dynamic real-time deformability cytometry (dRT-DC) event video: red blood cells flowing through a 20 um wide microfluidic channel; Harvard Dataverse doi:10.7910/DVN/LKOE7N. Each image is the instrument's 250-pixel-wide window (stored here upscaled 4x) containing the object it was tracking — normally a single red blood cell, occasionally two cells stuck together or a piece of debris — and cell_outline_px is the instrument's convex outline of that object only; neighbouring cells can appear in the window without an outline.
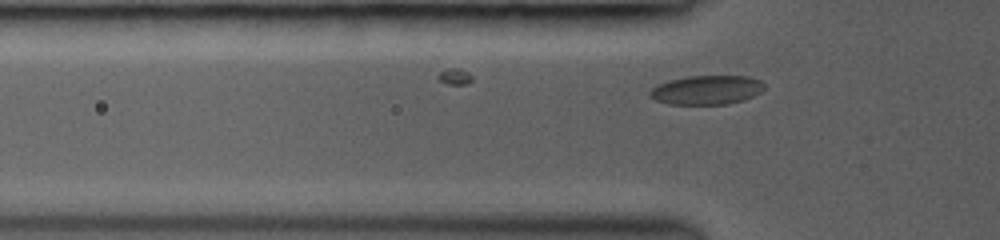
{"species": "common noctule bat (a hibernating species)", "species_latin": "Nyctalus noctula", "temperature_condition": "room temperature", "stored_images_in_passage": 3, "camera_frame_rate_fps": 3000, "um_per_image_px": 0.085, "animal": {"sex": "female", "body_mass_g": 19.0, "forearm_length_mm": 53.3}, "frame": {"image": 1, "passage_image": 3, "time_ms": 0.333, "image_size_px": [1000, 240], "cell_outline_px": [[764, 88], [760, 92], [744, 100], [728, 104], [668, 104], [656, 100], [648, 96], [648, 92], [652, 88], [668, 80], [688, 76], [748, 76], [760, 80], [764, 84]], "centroid_in_image_um": [60.05, 7.64], "position_along_channel_um": 65.7, "area_um2": 19.42}}